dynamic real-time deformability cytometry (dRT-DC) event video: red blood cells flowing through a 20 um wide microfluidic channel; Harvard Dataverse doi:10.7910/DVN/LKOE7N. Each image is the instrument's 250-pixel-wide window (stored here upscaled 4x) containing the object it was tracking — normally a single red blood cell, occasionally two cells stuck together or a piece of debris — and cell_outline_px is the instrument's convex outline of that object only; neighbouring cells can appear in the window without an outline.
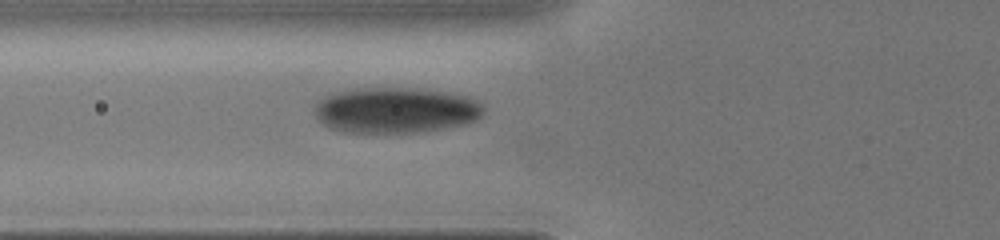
{"species": "human", "species_latin": "Homo sapiens", "temperature_condition": "cold", "stored_images_in_passage": 2, "camera_frame_rate_fps": 3000, "um_per_image_px": 0.085, "donor": {"sex": "male"}, "frame": {"image": 1, "passage_image": 2, "time_ms": 0.667, "image_size_px": [1000, 240], "cell_outline_px": [[484, 112], [476, 120], [464, 124], [440, 128], [412, 132], [340, 132], [328, 128], [316, 116], [312, 108], [320, 100], [332, 92], [356, 88], [416, 88], [448, 92], [468, 96], [484, 104]], "centroid_in_image_um": [33.61, 9.35], "position_along_channel_um": 92.2, "area_um2": 45.14}}